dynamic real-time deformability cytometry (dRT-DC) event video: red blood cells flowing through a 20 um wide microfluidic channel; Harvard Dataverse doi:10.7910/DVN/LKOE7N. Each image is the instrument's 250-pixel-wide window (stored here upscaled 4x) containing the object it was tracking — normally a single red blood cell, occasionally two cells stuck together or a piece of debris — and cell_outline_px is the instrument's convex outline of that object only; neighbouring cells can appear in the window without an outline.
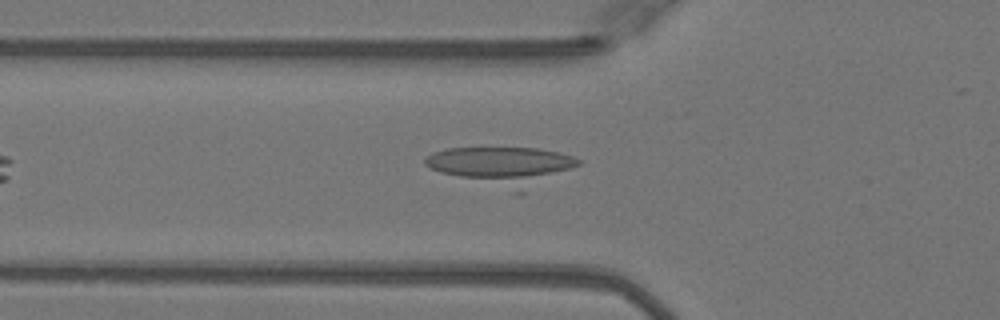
{"species": "Egyptian fruit bat (a non-hibernating species)", "species_latin": "Rousettus aegyptiacus", "temperature_condition": "warm", "stored_images_in_passage": 40, "camera_frame_rate_fps": 3000, "um_per_image_px": 0.085, "animal": {"sex": "female"}, "frame": {"image": 1, "passage_image": 8, "time_ms": 2.333, "image_size_px": [1000, 320], "cell_outline_px": [[580, 164], [524, 192], [512, 192], [440, 172], [424, 164], [424, 160], [432, 152], [448, 148], [536, 148], [556, 152], [572, 156], [580, 160]], "centroid_in_image_um": [42.69, 14.1], "position_along_channel_um": 83.1, "area_um2": 33.7}}
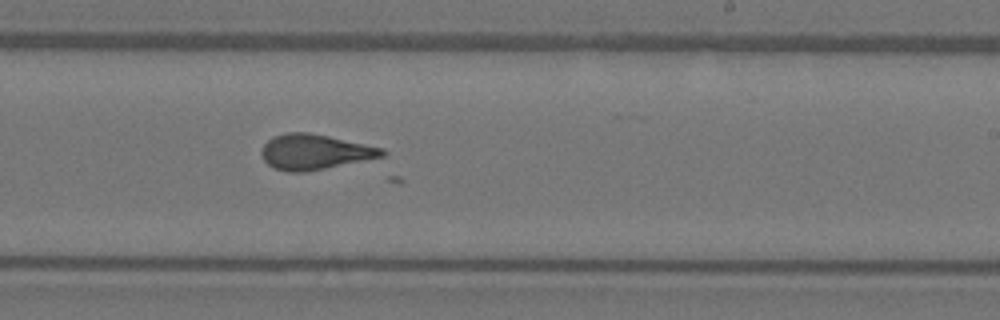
{"frame": {"image": 2, "passage_image": 21, "time_ms": 6.667, "image_size_px": [1000, 320], "cell_outline_px": [[388, 152], [384, 156], [304, 172], [288, 172], [272, 168], [264, 160], [260, 152], [264, 144], [272, 136], [288, 132], [308, 132], [328, 136], [384, 148]], "centroid_in_image_um": [26.72, 12.91], "position_along_channel_um": 262.3, "area_um2": 24.68}}
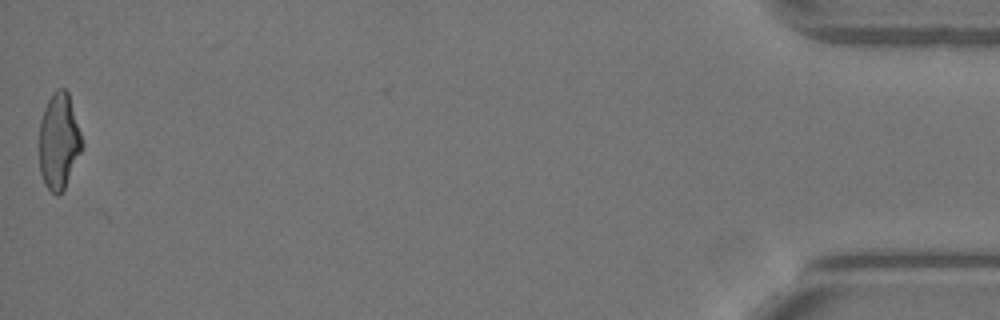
{"frame": {"image": 3, "passage_image": 40, "time_ms": 13.0, "image_size_px": [1000, 320], "cell_outline_px": [[84, 148], [64, 188], [56, 196], [44, 184], [40, 172], [40, 120], [44, 108], [52, 92], [56, 88], [64, 88], [68, 92], [84, 144]], "centroid_in_image_um": [5.02, 11.99], "position_along_channel_um": 430.2, "area_um2": 23.99}}